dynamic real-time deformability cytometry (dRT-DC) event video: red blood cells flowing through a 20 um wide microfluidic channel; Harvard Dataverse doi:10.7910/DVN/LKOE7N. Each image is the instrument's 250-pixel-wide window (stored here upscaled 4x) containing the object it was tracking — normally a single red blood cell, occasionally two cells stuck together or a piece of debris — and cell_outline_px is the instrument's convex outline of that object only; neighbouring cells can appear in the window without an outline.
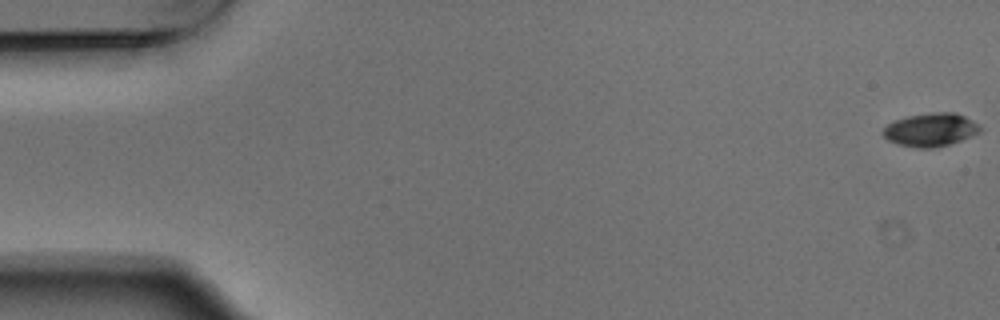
{"species": "Egyptian fruit bat (a non-hibernating species)", "species_latin": "Rousettus aegyptiacus", "temperature_condition": "warm", "stored_images_in_passage": 5, "camera_frame_rate_fps": 3000, "um_per_image_px": 0.085, "animal": {"sex": "male"}, "frame": {"image": 1, "passage_image": 1, "time_ms": 0.0, "image_size_px": [1000, 320], "cell_outline_px": [[980, 132], [972, 136], [948, 144], [932, 148], [916, 148], [900, 144], [888, 140], [880, 132], [888, 124], [896, 120], [908, 116], [932, 112], [956, 112], [972, 120], [980, 128]], "centroid_in_image_um": [79.09, 11.02], "position_along_channel_um": 5.9, "area_um2": 18.61}}
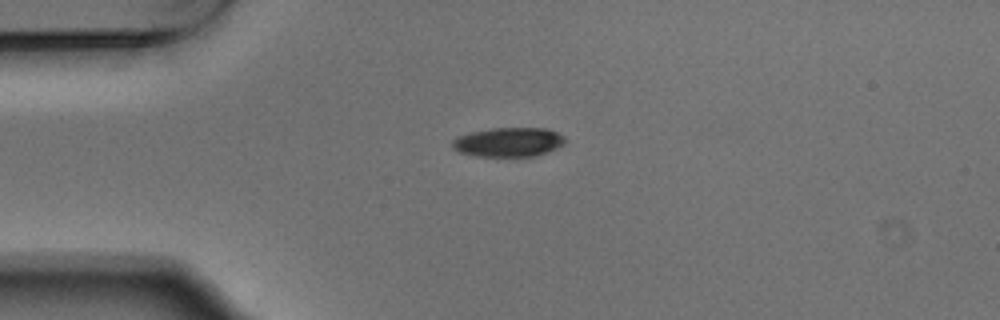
{"frame": {"image": 2, "passage_image": 4, "time_ms": 1.0, "image_size_px": [1000, 320], "cell_outline_px": [[564, 144], [556, 148], [536, 156], [476, 156], [460, 152], [452, 148], [452, 140], [456, 136], [472, 132], [492, 128], [544, 128], [556, 132], [564, 136]], "centroid_in_image_um": [43.2, 12.08], "position_along_channel_um": 41.8, "area_um2": 19.13}}